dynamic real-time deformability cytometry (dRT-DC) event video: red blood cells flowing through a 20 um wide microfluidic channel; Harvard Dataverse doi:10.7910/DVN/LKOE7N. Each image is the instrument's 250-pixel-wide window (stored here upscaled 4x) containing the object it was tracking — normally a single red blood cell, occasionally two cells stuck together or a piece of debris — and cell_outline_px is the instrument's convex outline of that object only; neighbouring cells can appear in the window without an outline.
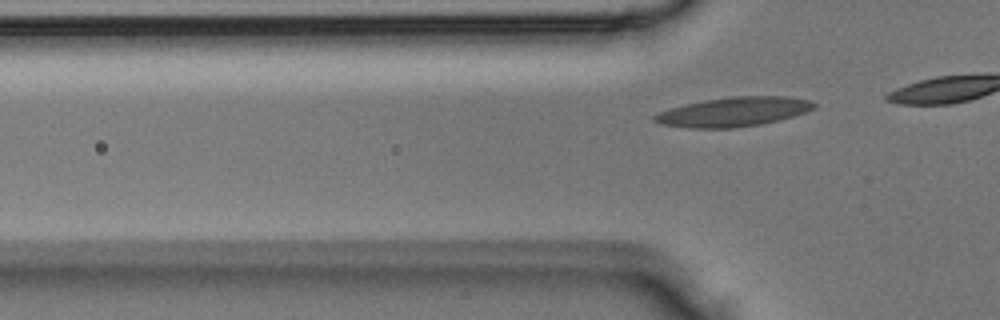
{"species": "Egyptian fruit bat (a non-hibernating species)", "species_latin": "Rousettus aegyptiacus", "temperature_condition": "room temperature", "stored_images_in_passage": 5, "camera_frame_rate_fps": 3000, "um_per_image_px": 0.085, "animal": {"sex": "male"}, "frame": {"image": 1, "passage_image": 5, "time_ms": 1.333, "image_size_px": [1000, 320], "cell_outline_px": [[816, 108], [780, 120], [760, 124], [732, 128], [688, 128], [660, 124], [652, 120], [652, 116], [660, 112], [672, 108], [704, 100], [732, 96], [788, 96], [808, 100], [816, 104]], "centroid_in_image_um": [62.35, 9.51], "position_along_channel_um": 63.4, "area_um2": 27.11}}